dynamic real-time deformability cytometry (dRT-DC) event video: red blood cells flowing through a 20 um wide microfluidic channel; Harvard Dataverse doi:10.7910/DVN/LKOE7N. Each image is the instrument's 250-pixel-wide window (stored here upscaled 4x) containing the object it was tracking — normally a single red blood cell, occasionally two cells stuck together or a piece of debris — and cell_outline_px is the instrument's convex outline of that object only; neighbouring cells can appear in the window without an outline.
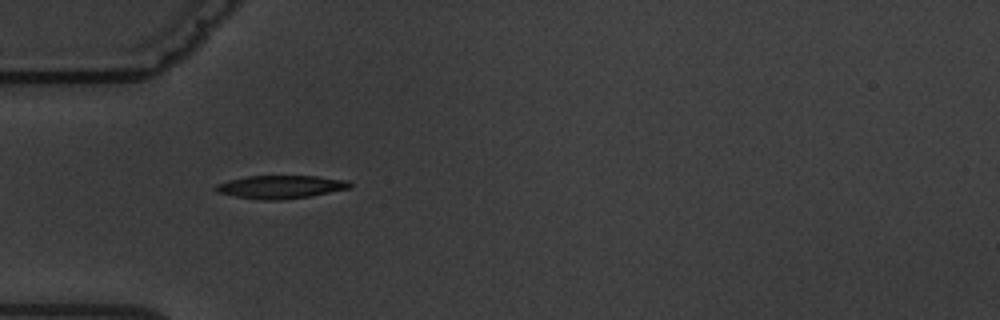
{"species": "common noctule bat (a hibernating species)", "species_latin": "Nyctalus noctula", "temperature_condition": "warm", "stored_images_in_passage": 10, "camera_frame_rate_fps": 3000, "um_per_image_px": 0.085, "animal": {"sex": "male", "body_mass_g": 19.5, "forearm_length_mm": 54.6}, "frame": {"image": 1, "passage_image": 5, "time_ms": 5.333, "image_size_px": [1000, 320], "cell_outline_px": [[352, 184], [348, 188], [308, 196], [280, 200], [264, 200], [236, 196], [216, 192], [212, 188], [216, 184], [228, 180], [248, 176], [316, 176], [348, 180]], "centroid_in_image_um": [23.79, 15.88], "position_along_channel_um": 61.2, "area_um2": 17.86}}
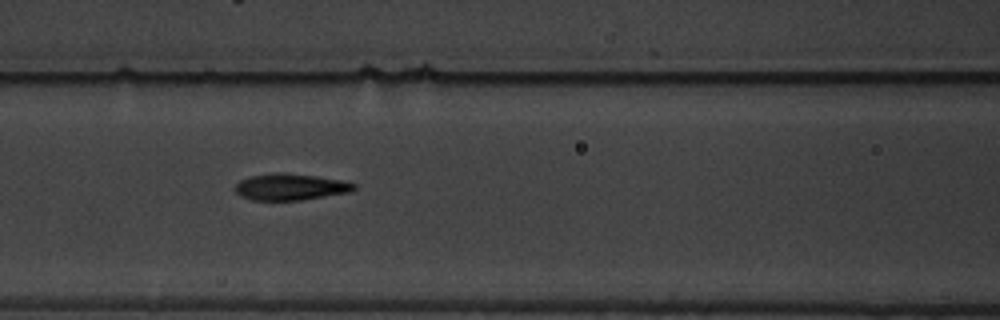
{"frame": {"image": 2, "passage_image": 7, "time_ms": 7.667, "image_size_px": [1000, 320], "cell_outline_px": [[356, 188], [348, 192], [300, 200], [252, 200], [236, 192], [236, 184], [240, 180], [252, 176], [276, 172], [284, 172], [316, 176], [340, 180], [356, 184]], "centroid_in_image_um": [24.68, 15.88], "position_along_channel_um": 141.9, "area_um2": 18.03}}